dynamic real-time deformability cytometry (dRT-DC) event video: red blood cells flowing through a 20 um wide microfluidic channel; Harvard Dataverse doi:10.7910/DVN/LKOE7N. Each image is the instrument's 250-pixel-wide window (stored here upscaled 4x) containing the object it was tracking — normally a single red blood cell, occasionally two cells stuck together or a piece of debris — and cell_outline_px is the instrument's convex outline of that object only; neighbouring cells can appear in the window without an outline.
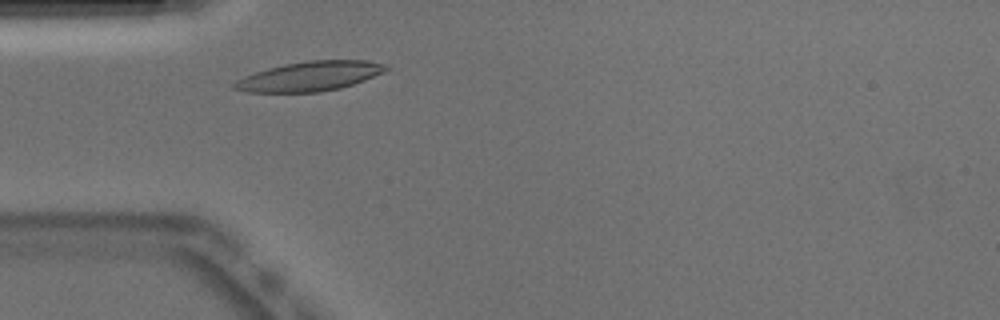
{"species": "Egyptian fruit bat (a non-hibernating species)", "species_latin": "Rousettus aegyptiacus", "temperature_condition": "warm", "stored_images_in_passage": 43, "camera_frame_rate_fps": 3000, "um_per_image_px": 0.085, "animal": {"sex": "male"}, "frame": {"image": 1, "passage_image": 6, "time_ms": 1.667, "image_size_px": [1000, 320], "cell_outline_px": [[388, 68], [384, 72], [364, 80], [340, 88], [320, 92], [248, 92], [232, 88], [232, 84], [236, 80], [244, 76], [268, 68], [284, 64], [308, 60], [364, 60], [388, 64]], "centroid_in_image_um": [26.33, 6.48], "position_along_channel_um": 58.7, "area_um2": 26.07}}
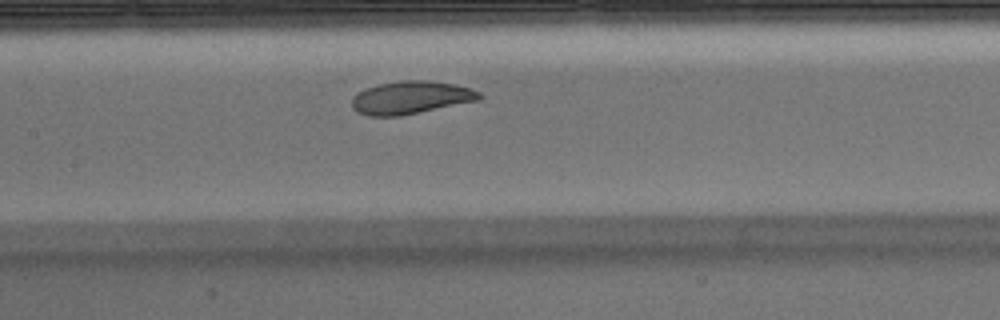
{"frame": {"image": 2, "passage_image": 15, "time_ms": 4.667, "image_size_px": [1000, 320], "cell_outline_px": [[484, 96], [480, 100], [400, 116], [368, 116], [356, 112], [352, 108], [352, 96], [356, 92], [364, 88], [376, 84], [400, 80], [428, 80], [456, 84], [472, 88], [480, 92]], "centroid_in_image_um": [34.91, 8.28], "position_along_channel_um": 172.5, "area_um2": 24.91}}
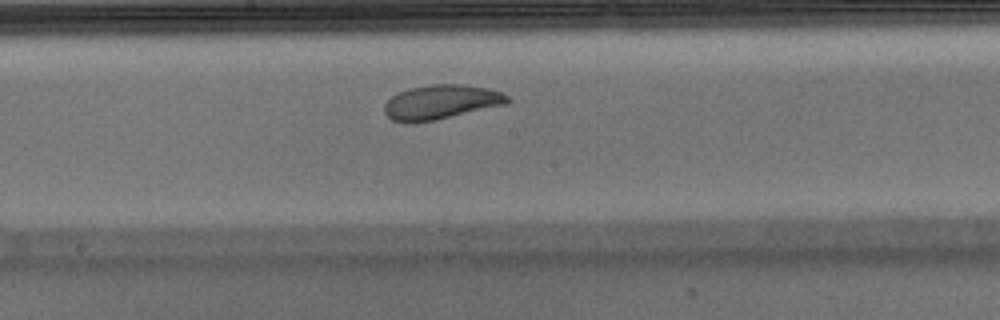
{"frame": {"image": 3, "passage_image": 18, "time_ms": 5.667, "image_size_px": [1000, 320], "cell_outline_px": [[512, 100], [508, 104], [436, 120], [408, 124], [392, 120], [384, 112], [384, 104], [392, 96], [408, 88], [432, 84], [464, 84], [488, 88], [500, 92], [508, 96]], "centroid_in_image_um": [37.5, 8.68], "position_along_channel_um": 210.7, "area_um2": 24.97}, "authors_computed_cell_mechanics": {"area_um2": 25.0274, "velocity_mm_per_s": 3.8379, "shape_relaxation_time_tau1_ms": 2.5785, "shape_relaxation_time_tau2_ms": 3.8078, "deformation_change_tau1": 0.1177, "deformation_change_tau2": 0.0989}}